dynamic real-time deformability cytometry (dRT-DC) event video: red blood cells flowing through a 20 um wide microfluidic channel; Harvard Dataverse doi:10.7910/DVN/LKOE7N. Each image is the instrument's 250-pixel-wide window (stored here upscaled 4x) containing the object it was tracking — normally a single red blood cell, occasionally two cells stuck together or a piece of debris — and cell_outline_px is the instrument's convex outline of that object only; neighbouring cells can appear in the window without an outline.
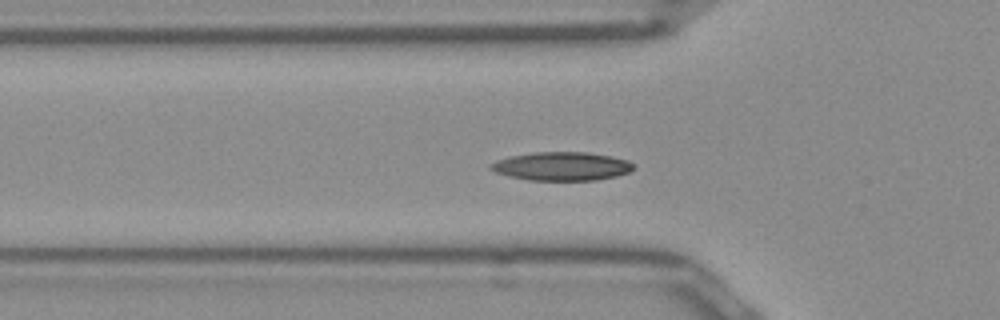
{"species": "Egyptian fruit bat (a non-hibernating species)", "species_latin": "Rousettus aegyptiacus", "temperature_condition": "room temperature", "stored_images_in_passage": 37, "camera_frame_rate_fps": 3000, "um_per_image_px": 0.085, "frame": {"image": 1, "passage_image": 2, "time_ms": 0.333, "image_size_px": [1000, 320], "cell_outline_px": [[632, 168], [628, 172], [616, 176], [596, 180], [528, 180], [508, 176], [496, 172], [488, 168], [488, 164], [496, 160], [508, 156], [532, 152], [588, 152], [612, 156], [628, 160], [632, 164]], "centroid_in_image_um": [47.68, 14.12], "position_along_channel_um": 78.1, "area_um2": 23.87}}
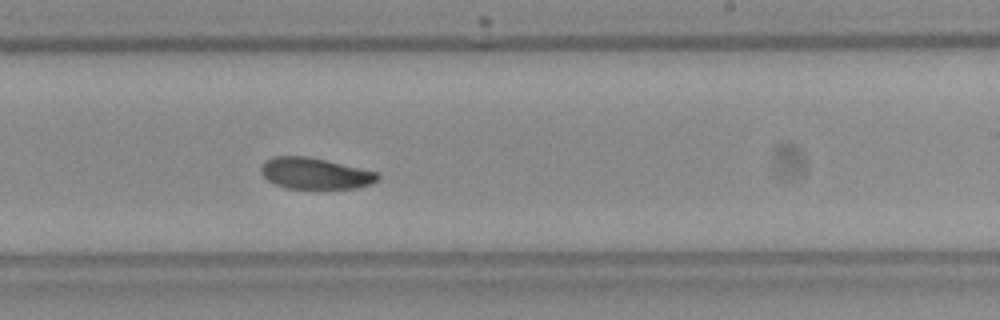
{"frame": {"image": 2, "passage_image": 16, "time_ms": 5.0, "image_size_px": [1000, 320], "cell_outline_px": [[380, 180], [372, 184], [356, 188], [288, 188], [276, 184], [268, 180], [260, 172], [260, 164], [264, 160], [272, 156], [308, 156], [376, 172], [380, 176]], "centroid_in_image_um": [26.75, 14.73], "position_along_channel_um": 262.3, "area_um2": 21.21}}
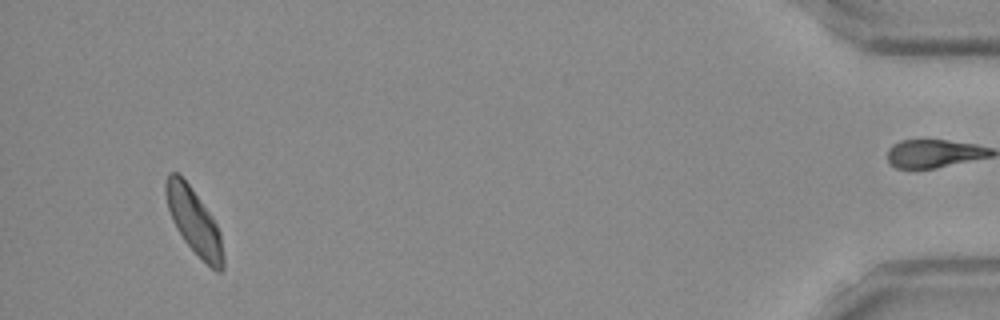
{"frame": {"image": 3, "passage_image": 34, "time_ms": 11.0, "image_size_px": [1000, 320], "cell_outline_px": [[224, 268], [220, 272], [216, 272], [184, 240], [176, 228], [172, 220], [168, 208], [164, 192], [164, 184], [168, 172], [176, 172], [188, 184], [212, 216], [220, 232], [224, 256]], "centroid_in_image_um": [16.48, 18.8], "position_along_channel_um": 418.7, "area_um2": 21.62}, "authors_computed_cell_mechanics": {"area_um2": 21.9062, "velocity_mm_per_s": 3.932, "shape_relaxation_time_tau1_ms": 6.1628, "shape_relaxation_time_tau2_ms": 9.727, "deformation_change_tau1": 0.129, "deformation_change_tau2": 0.1452}}